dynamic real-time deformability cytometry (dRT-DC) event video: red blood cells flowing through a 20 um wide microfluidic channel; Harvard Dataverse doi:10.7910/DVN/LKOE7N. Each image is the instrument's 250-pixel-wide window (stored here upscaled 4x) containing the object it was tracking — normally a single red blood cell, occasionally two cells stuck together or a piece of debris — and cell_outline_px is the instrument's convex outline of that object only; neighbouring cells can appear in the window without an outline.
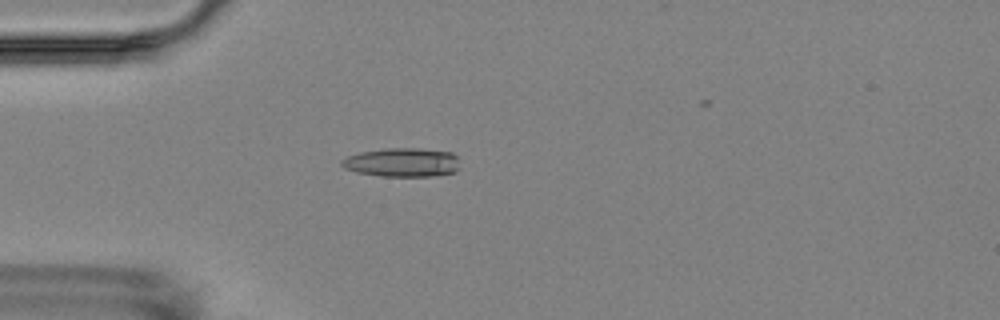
{"species": "Egyptian fruit bat (a non-hibernating species)", "species_latin": "Rousettus aegyptiacus", "temperature_condition": "room temperature", "stored_images_in_passage": 5, "camera_frame_rate_fps": 3000, "um_per_image_px": 0.085, "animal": {"sex": "female"}, "frame": {"image": 1, "passage_image": 3, "time_ms": 3.0, "image_size_px": [1000, 320], "cell_outline_px": [[460, 168], [456, 172], [432, 176], [384, 176], [356, 172], [344, 168], [340, 164], [340, 160], [348, 156], [360, 152], [388, 148], [420, 148], [452, 152], [456, 156]], "centroid_in_image_um": [34.2, 13.8], "position_along_channel_um": 50.8, "area_um2": 20.0}}